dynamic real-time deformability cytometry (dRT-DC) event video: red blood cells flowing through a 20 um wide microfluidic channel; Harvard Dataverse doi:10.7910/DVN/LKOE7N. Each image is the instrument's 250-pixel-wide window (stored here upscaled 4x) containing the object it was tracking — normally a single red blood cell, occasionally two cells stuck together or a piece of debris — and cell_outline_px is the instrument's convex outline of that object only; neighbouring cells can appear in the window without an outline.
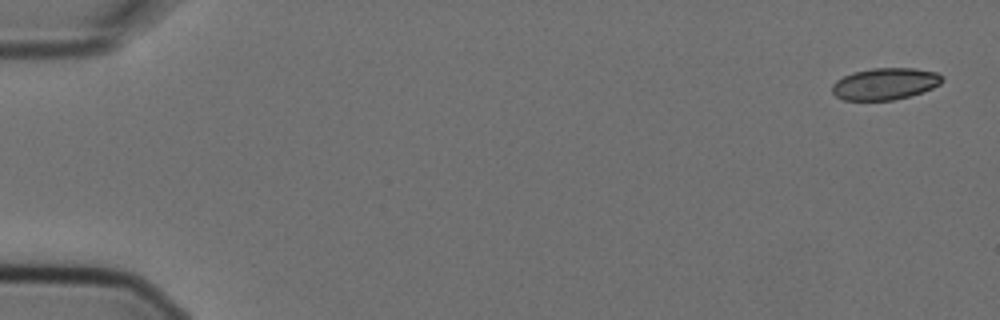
{"species": "Egyptian fruit bat (a non-hibernating species)", "species_latin": "Rousettus aegyptiacus", "temperature_condition": "cold", "stored_images_in_passage": 5, "camera_frame_rate_fps": 3000, "um_per_image_px": 0.085, "animal": {"sex": "female"}, "frame": {"image": 1, "passage_image": 1, "time_ms": 0.0, "image_size_px": [1000, 320], "cell_outline_px": [[944, 80], [940, 84], [932, 88], [908, 96], [892, 100], [844, 100], [836, 96], [832, 92], [832, 84], [836, 80], [852, 72], [872, 68], [912, 68], [936, 72], [944, 76]], "centroid_in_image_um": [75.22, 7.11], "position_along_channel_um": 9.8, "area_um2": 20.35}}
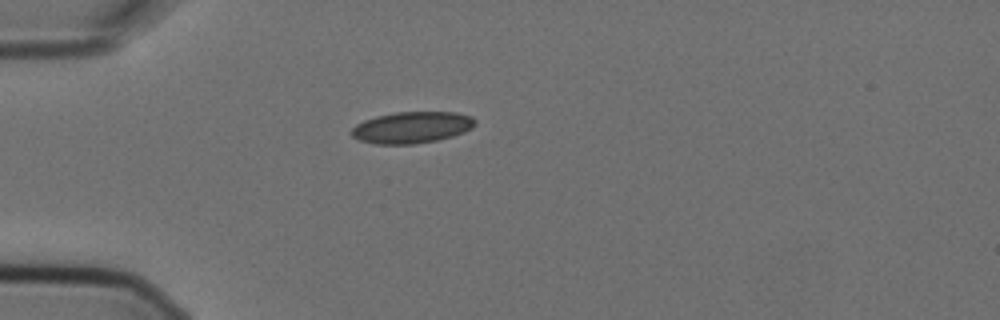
{"frame": {"image": 2, "passage_image": 5, "time_ms": 1.333, "image_size_px": [1000, 320], "cell_outline_px": [[476, 124], [472, 128], [464, 132], [452, 136], [436, 140], [412, 144], [376, 144], [360, 140], [352, 136], [348, 132], [356, 124], [364, 120], [376, 116], [396, 112], [456, 112], [472, 116], [476, 120]], "centroid_in_image_um": [35.0, 10.82], "position_along_channel_um": 50.0, "area_um2": 22.77}}